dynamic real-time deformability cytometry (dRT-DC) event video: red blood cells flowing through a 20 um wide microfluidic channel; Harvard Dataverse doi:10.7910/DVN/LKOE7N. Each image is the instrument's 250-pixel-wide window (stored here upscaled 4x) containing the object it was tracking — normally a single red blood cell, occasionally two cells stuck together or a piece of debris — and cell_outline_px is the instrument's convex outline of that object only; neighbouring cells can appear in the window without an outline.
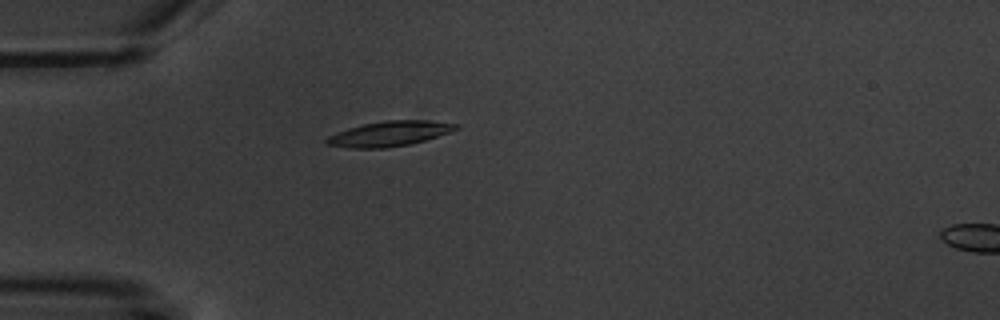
{"species": "common noctule bat (a hibernating species)", "species_latin": "Nyctalus noctula", "temperature_condition": "warm", "stored_images_in_passage": 6, "segment_of_instrument_passage": [1, 2], "camera_frame_rate_fps": 3000, "um_per_image_px": 0.085, "animal": {"sex": "male", "body_mass_g": 20.1, "forearm_length_mm": 53.5}, "frame": {"image": 1, "passage_image": 5, "time_ms": 4.333, "image_size_px": [1000, 320], "cell_outline_px": [[460, 128], [424, 140], [408, 144], [384, 148], [352, 148], [328, 144], [324, 140], [328, 136], [336, 132], [348, 128], [364, 124], [384, 120], [428, 120], [456, 124]], "centroid_in_image_um": [33.07, 11.35], "position_along_channel_um": 51.9, "area_um2": 18.55}}